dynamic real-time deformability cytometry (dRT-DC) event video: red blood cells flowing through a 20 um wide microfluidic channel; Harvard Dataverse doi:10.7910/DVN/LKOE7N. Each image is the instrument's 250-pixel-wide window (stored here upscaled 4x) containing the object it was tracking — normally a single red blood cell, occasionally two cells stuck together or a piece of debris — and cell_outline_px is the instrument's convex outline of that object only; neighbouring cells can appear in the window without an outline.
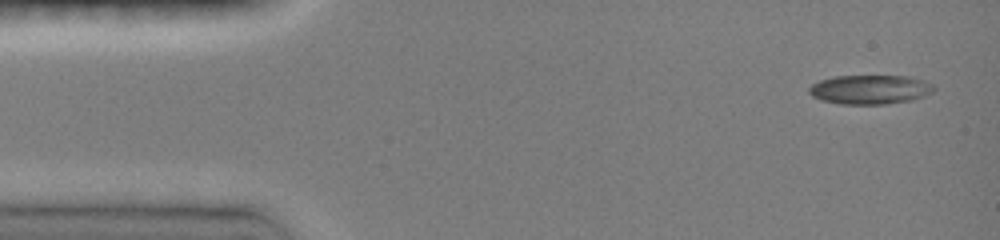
{"species": "common noctule bat (a hibernating species)", "species_latin": "Nyctalus noctula", "temperature_condition": "room temperature", "stored_images_in_passage": 5, "camera_frame_rate_fps": 3000, "um_per_image_px": 0.085, "animal": {"sex": "female", "body_mass_g": 19.0, "forearm_length_mm": 51.5}, "frame": {"image": 1, "passage_image": 1, "time_ms": 0.0, "image_size_px": [1000, 240], "cell_outline_px": [[936, 88], [932, 92], [924, 96], [912, 100], [888, 104], [840, 104], [824, 100], [812, 96], [808, 92], [808, 88], [812, 84], [820, 80], [832, 76], [912, 76], [924, 80], [932, 84]], "centroid_in_image_um": [73.97, 7.6], "position_along_channel_um": 11.0, "area_um2": 21.39}}
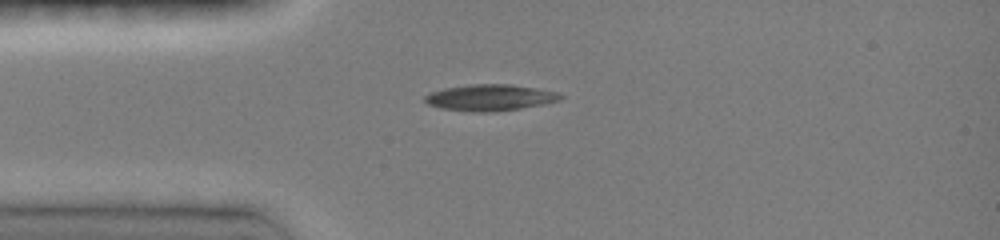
{"frame": {"image": 2, "passage_image": 4, "time_ms": 3.0, "image_size_px": [1000, 240], "cell_outline_px": [[564, 96], [560, 100], [544, 104], [496, 112], [472, 112], [440, 108], [428, 104], [424, 100], [424, 96], [432, 92], [444, 88], [472, 84], [512, 84], [556, 92]], "centroid_in_image_um": [41.64, 8.3], "position_along_channel_um": 43.4, "area_um2": 20.75}}